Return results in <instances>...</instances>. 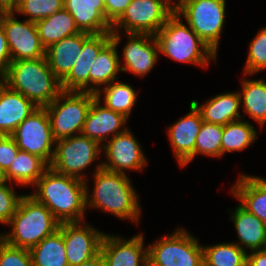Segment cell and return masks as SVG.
I'll return each instance as SVG.
<instances>
[{
	"instance_id": "cell-1",
	"label": "cell",
	"mask_w": 266,
	"mask_h": 266,
	"mask_svg": "<svg viewBox=\"0 0 266 266\" xmlns=\"http://www.w3.org/2000/svg\"><path fill=\"white\" fill-rule=\"evenodd\" d=\"M30 194L44 204L60 223L82 222L86 211L87 183L49 167L34 185Z\"/></svg>"
},
{
	"instance_id": "cell-2",
	"label": "cell",
	"mask_w": 266,
	"mask_h": 266,
	"mask_svg": "<svg viewBox=\"0 0 266 266\" xmlns=\"http://www.w3.org/2000/svg\"><path fill=\"white\" fill-rule=\"evenodd\" d=\"M1 81L38 108L46 107L62 92L61 81L48 66L46 57L11 61Z\"/></svg>"
},
{
	"instance_id": "cell-3",
	"label": "cell",
	"mask_w": 266,
	"mask_h": 266,
	"mask_svg": "<svg viewBox=\"0 0 266 266\" xmlns=\"http://www.w3.org/2000/svg\"><path fill=\"white\" fill-rule=\"evenodd\" d=\"M93 175L94 191L89 195L86 188V206L105 210L121 220L128 219L138 223L141 210L138 197L127 175L107 171L102 168V163L97 165Z\"/></svg>"
},
{
	"instance_id": "cell-4",
	"label": "cell",
	"mask_w": 266,
	"mask_h": 266,
	"mask_svg": "<svg viewBox=\"0 0 266 266\" xmlns=\"http://www.w3.org/2000/svg\"><path fill=\"white\" fill-rule=\"evenodd\" d=\"M11 234H0L7 244L30 250L45 237L59 229L60 222L30 194L23 195L14 216L10 219Z\"/></svg>"
},
{
	"instance_id": "cell-5",
	"label": "cell",
	"mask_w": 266,
	"mask_h": 266,
	"mask_svg": "<svg viewBox=\"0 0 266 266\" xmlns=\"http://www.w3.org/2000/svg\"><path fill=\"white\" fill-rule=\"evenodd\" d=\"M189 28L183 24L181 16L174 12L155 35L159 53L175 61L207 67L217 54Z\"/></svg>"
},
{
	"instance_id": "cell-6",
	"label": "cell",
	"mask_w": 266,
	"mask_h": 266,
	"mask_svg": "<svg viewBox=\"0 0 266 266\" xmlns=\"http://www.w3.org/2000/svg\"><path fill=\"white\" fill-rule=\"evenodd\" d=\"M96 98L92 92L62 91L46 107L54 139L60 140L81 134L88 110Z\"/></svg>"
},
{
	"instance_id": "cell-7",
	"label": "cell",
	"mask_w": 266,
	"mask_h": 266,
	"mask_svg": "<svg viewBox=\"0 0 266 266\" xmlns=\"http://www.w3.org/2000/svg\"><path fill=\"white\" fill-rule=\"evenodd\" d=\"M225 0H184L175 11L216 54L225 21Z\"/></svg>"
},
{
	"instance_id": "cell-8",
	"label": "cell",
	"mask_w": 266,
	"mask_h": 266,
	"mask_svg": "<svg viewBox=\"0 0 266 266\" xmlns=\"http://www.w3.org/2000/svg\"><path fill=\"white\" fill-rule=\"evenodd\" d=\"M148 266H204L203 246L184 229L148 247Z\"/></svg>"
},
{
	"instance_id": "cell-9",
	"label": "cell",
	"mask_w": 266,
	"mask_h": 266,
	"mask_svg": "<svg viewBox=\"0 0 266 266\" xmlns=\"http://www.w3.org/2000/svg\"><path fill=\"white\" fill-rule=\"evenodd\" d=\"M55 152L50 167L58 173L72 176L83 181L81 172L94 162L101 153V145L83 134L56 141Z\"/></svg>"
},
{
	"instance_id": "cell-10",
	"label": "cell",
	"mask_w": 266,
	"mask_h": 266,
	"mask_svg": "<svg viewBox=\"0 0 266 266\" xmlns=\"http://www.w3.org/2000/svg\"><path fill=\"white\" fill-rule=\"evenodd\" d=\"M174 13L161 0H131L111 32L123 28L125 33L156 35Z\"/></svg>"
},
{
	"instance_id": "cell-11",
	"label": "cell",
	"mask_w": 266,
	"mask_h": 266,
	"mask_svg": "<svg viewBox=\"0 0 266 266\" xmlns=\"http://www.w3.org/2000/svg\"><path fill=\"white\" fill-rule=\"evenodd\" d=\"M17 147L30 154L37 155L51 164L56 144L50 119L45 108H37L10 135Z\"/></svg>"
},
{
	"instance_id": "cell-12",
	"label": "cell",
	"mask_w": 266,
	"mask_h": 266,
	"mask_svg": "<svg viewBox=\"0 0 266 266\" xmlns=\"http://www.w3.org/2000/svg\"><path fill=\"white\" fill-rule=\"evenodd\" d=\"M14 12H0V24L4 30L11 60H30L45 57L35 22L14 18Z\"/></svg>"
},
{
	"instance_id": "cell-13",
	"label": "cell",
	"mask_w": 266,
	"mask_h": 266,
	"mask_svg": "<svg viewBox=\"0 0 266 266\" xmlns=\"http://www.w3.org/2000/svg\"><path fill=\"white\" fill-rule=\"evenodd\" d=\"M62 234L69 266L80 265L100 253L104 233L92 226L82 222L62 223Z\"/></svg>"
},
{
	"instance_id": "cell-14",
	"label": "cell",
	"mask_w": 266,
	"mask_h": 266,
	"mask_svg": "<svg viewBox=\"0 0 266 266\" xmlns=\"http://www.w3.org/2000/svg\"><path fill=\"white\" fill-rule=\"evenodd\" d=\"M102 146L107 157V162H102V168L107 171L125 174L127 169L143 170L147 164L141 145L128 128Z\"/></svg>"
},
{
	"instance_id": "cell-15",
	"label": "cell",
	"mask_w": 266,
	"mask_h": 266,
	"mask_svg": "<svg viewBox=\"0 0 266 266\" xmlns=\"http://www.w3.org/2000/svg\"><path fill=\"white\" fill-rule=\"evenodd\" d=\"M111 41V32L91 34L69 74L61 81L62 91L88 92L89 72L99 52Z\"/></svg>"
},
{
	"instance_id": "cell-16",
	"label": "cell",
	"mask_w": 266,
	"mask_h": 266,
	"mask_svg": "<svg viewBox=\"0 0 266 266\" xmlns=\"http://www.w3.org/2000/svg\"><path fill=\"white\" fill-rule=\"evenodd\" d=\"M143 235L130 240L104 234L100 253L106 266H148V248L143 247Z\"/></svg>"
},
{
	"instance_id": "cell-17",
	"label": "cell",
	"mask_w": 266,
	"mask_h": 266,
	"mask_svg": "<svg viewBox=\"0 0 266 266\" xmlns=\"http://www.w3.org/2000/svg\"><path fill=\"white\" fill-rule=\"evenodd\" d=\"M126 37L129 40L123 49L124 66H121V72L128 71L138 76L147 75L158 58L159 48L155 36L128 33Z\"/></svg>"
},
{
	"instance_id": "cell-18",
	"label": "cell",
	"mask_w": 266,
	"mask_h": 266,
	"mask_svg": "<svg viewBox=\"0 0 266 266\" xmlns=\"http://www.w3.org/2000/svg\"><path fill=\"white\" fill-rule=\"evenodd\" d=\"M202 123L200 112L190 103V112L168 128L169 140L181 167L195 158V142Z\"/></svg>"
},
{
	"instance_id": "cell-19",
	"label": "cell",
	"mask_w": 266,
	"mask_h": 266,
	"mask_svg": "<svg viewBox=\"0 0 266 266\" xmlns=\"http://www.w3.org/2000/svg\"><path fill=\"white\" fill-rule=\"evenodd\" d=\"M100 100L101 96L92 101L81 134L103 145L111 133L114 137L127 129L124 125L128 118L101 105Z\"/></svg>"
},
{
	"instance_id": "cell-20",
	"label": "cell",
	"mask_w": 266,
	"mask_h": 266,
	"mask_svg": "<svg viewBox=\"0 0 266 266\" xmlns=\"http://www.w3.org/2000/svg\"><path fill=\"white\" fill-rule=\"evenodd\" d=\"M38 107L20 92L10 89L0 80V135L13 131Z\"/></svg>"
},
{
	"instance_id": "cell-21",
	"label": "cell",
	"mask_w": 266,
	"mask_h": 266,
	"mask_svg": "<svg viewBox=\"0 0 266 266\" xmlns=\"http://www.w3.org/2000/svg\"><path fill=\"white\" fill-rule=\"evenodd\" d=\"M64 9L74 18L80 32L101 34L112 31L105 18L104 0H64Z\"/></svg>"
},
{
	"instance_id": "cell-22",
	"label": "cell",
	"mask_w": 266,
	"mask_h": 266,
	"mask_svg": "<svg viewBox=\"0 0 266 266\" xmlns=\"http://www.w3.org/2000/svg\"><path fill=\"white\" fill-rule=\"evenodd\" d=\"M91 34L80 32L63 38L45 49V57L48 66L55 76L62 81L70 72L81 53L83 42Z\"/></svg>"
},
{
	"instance_id": "cell-23",
	"label": "cell",
	"mask_w": 266,
	"mask_h": 266,
	"mask_svg": "<svg viewBox=\"0 0 266 266\" xmlns=\"http://www.w3.org/2000/svg\"><path fill=\"white\" fill-rule=\"evenodd\" d=\"M118 33L119 32H111V41L99 52L92 63L89 72L88 92L96 93L99 89L98 86L102 84L108 85L119 79L116 77L119 70L121 71L119 56L116 49L121 40L120 33ZM91 84L96 86H91Z\"/></svg>"
},
{
	"instance_id": "cell-24",
	"label": "cell",
	"mask_w": 266,
	"mask_h": 266,
	"mask_svg": "<svg viewBox=\"0 0 266 266\" xmlns=\"http://www.w3.org/2000/svg\"><path fill=\"white\" fill-rule=\"evenodd\" d=\"M231 192L244 209L266 224V179L242 174Z\"/></svg>"
},
{
	"instance_id": "cell-25",
	"label": "cell",
	"mask_w": 266,
	"mask_h": 266,
	"mask_svg": "<svg viewBox=\"0 0 266 266\" xmlns=\"http://www.w3.org/2000/svg\"><path fill=\"white\" fill-rule=\"evenodd\" d=\"M191 103L200 112L203 122L225 126L229 122L241 119L238 112L242 103L239 92L221 93L201 106L195 100Z\"/></svg>"
},
{
	"instance_id": "cell-26",
	"label": "cell",
	"mask_w": 266,
	"mask_h": 266,
	"mask_svg": "<svg viewBox=\"0 0 266 266\" xmlns=\"http://www.w3.org/2000/svg\"><path fill=\"white\" fill-rule=\"evenodd\" d=\"M231 219L237 231L240 245L243 250L250 251L266 249V224L240 204L233 212ZM243 245V246H242ZM245 247V248H244Z\"/></svg>"
},
{
	"instance_id": "cell-27",
	"label": "cell",
	"mask_w": 266,
	"mask_h": 266,
	"mask_svg": "<svg viewBox=\"0 0 266 266\" xmlns=\"http://www.w3.org/2000/svg\"><path fill=\"white\" fill-rule=\"evenodd\" d=\"M35 24L41 44L45 49L63 38L80 33L73 16L65 9Z\"/></svg>"
},
{
	"instance_id": "cell-28",
	"label": "cell",
	"mask_w": 266,
	"mask_h": 266,
	"mask_svg": "<svg viewBox=\"0 0 266 266\" xmlns=\"http://www.w3.org/2000/svg\"><path fill=\"white\" fill-rule=\"evenodd\" d=\"M49 167L50 165L41 157L19 150L5 175L7 181L33 186Z\"/></svg>"
},
{
	"instance_id": "cell-29",
	"label": "cell",
	"mask_w": 266,
	"mask_h": 266,
	"mask_svg": "<svg viewBox=\"0 0 266 266\" xmlns=\"http://www.w3.org/2000/svg\"><path fill=\"white\" fill-rule=\"evenodd\" d=\"M29 252L33 266H69L62 234V223L58 230L45 237Z\"/></svg>"
},
{
	"instance_id": "cell-30",
	"label": "cell",
	"mask_w": 266,
	"mask_h": 266,
	"mask_svg": "<svg viewBox=\"0 0 266 266\" xmlns=\"http://www.w3.org/2000/svg\"><path fill=\"white\" fill-rule=\"evenodd\" d=\"M240 99H243V111L249 114L261 126L266 122V82L260 80H243Z\"/></svg>"
},
{
	"instance_id": "cell-31",
	"label": "cell",
	"mask_w": 266,
	"mask_h": 266,
	"mask_svg": "<svg viewBox=\"0 0 266 266\" xmlns=\"http://www.w3.org/2000/svg\"><path fill=\"white\" fill-rule=\"evenodd\" d=\"M102 89H98L95 96L100 97L103 91L104 106L128 118L137 100L135 90L129 84L118 81L111 82Z\"/></svg>"
},
{
	"instance_id": "cell-32",
	"label": "cell",
	"mask_w": 266,
	"mask_h": 266,
	"mask_svg": "<svg viewBox=\"0 0 266 266\" xmlns=\"http://www.w3.org/2000/svg\"><path fill=\"white\" fill-rule=\"evenodd\" d=\"M204 266H247V252L237 243L203 247Z\"/></svg>"
},
{
	"instance_id": "cell-33",
	"label": "cell",
	"mask_w": 266,
	"mask_h": 266,
	"mask_svg": "<svg viewBox=\"0 0 266 266\" xmlns=\"http://www.w3.org/2000/svg\"><path fill=\"white\" fill-rule=\"evenodd\" d=\"M256 130L247 121L236 120L223 126L221 156L225 152L240 151L256 139Z\"/></svg>"
},
{
	"instance_id": "cell-34",
	"label": "cell",
	"mask_w": 266,
	"mask_h": 266,
	"mask_svg": "<svg viewBox=\"0 0 266 266\" xmlns=\"http://www.w3.org/2000/svg\"><path fill=\"white\" fill-rule=\"evenodd\" d=\"M222 133V125L203 122L195 142V156L200 153L220 157Z\"/></svg>"
},
{
	"instance_id": "cell-35",
	"label": "cell",
	"mask_w": 266,
	"mask_h": 266,
	"mask_svg": "<svg viewBox=\"0 0 266 266\" xmlns=\"http://www.w3.org/2000/svg\"><path fill=\"white\" fill-rule=\"evenodd\" d=\"M64 9V0H19L17 13L26 15L29 21L37 22Z\"/></svg>"
},
{
	"instance_id": "cell-36",
	"label": "cell",
	"mask_w": 266,
	"mask_h": 266,
	"mask_svg": "<svg viewBox=\"0 0 266 266\" xmlns=\"http://www.w3.org/2000/svg\"><path fill=\"white\" fill-rule=\"evenodd\" d=\"M266 69V27L250 42L244 74L252 75Z\"/></svg>"
},
{
	"instance_id": "cell-37",
	"label": "cell",
	"mask_w": 266,
	"mask_h": 266,
	"mask_svg": "<svg viewBox=\"0 0 266 266\" xmlns=\"http://www.w3.org/2000/svg\"><path fill=\"white\" fill-rule=\"evenodd\" d=\"M0 266H33L29 250L11 246L0 238Z\"/></svg>"
},
{
	"instance_id": "cell-38",
	"label": "cell",
	"mask_w": 266,
	"mask_h": 266,
	"mask_svg": "<svg viewBox=\"0 0 266 266\" xmlns=\"http://www.w3.org/2000/svg\"><path fill=\"white\" fill-rule=\"evenodd\" d=\"M22 197L23 195H16L15 191L8 185H0V223H9Z\"/></svg>"
},
{
	"instance_id": "cell-39",
	"label": "cell",
	"mask_w": 266,
	"mask_h": 266,
	"mask_svg": "<svg viewBox=\"0 0 266 266\" xmlns=\"http://www.w3.org/2000/svg\"><path fill=\"white\" fill-rule=\"evenodd\" d=\"M20 149L10 135L0 136V168L6 172Z\"/></svg>"
},
{
	"instance_id": "cell-40",
	"label": "cell",
	"mask_w": 266,
	"mask_h": 266,
	"mask_svg": "<svg viewBox=\"0 0 266 266\" xmlns=\"http://www.w3.org/2000/svg\"><path fill=\"white\" fill-rule=\"evenodd\" d=\"M131 0H104L105 18L113 25L124 13Z\"/></svg>"
},
{
	"instance_id": "cell-41",
	"label": "cell",
	"mask_w": 266,
	"mask_h": 266,
	"mask_svg": "<svg viewBox=\"0 0 266 266\" xmlns=\"http://www.w3.org/2000/svg\"><path fill=\"white\" fill-rule=\"evenodd\" d=\"M11 61L8 41L0 24V79L6 75Z\"/></svg>"
},
{
	"instance_id": "cell-42",
	"label": "cell",
	"mask_w": 266,
	"mask_h": 266,
	"mask_svg": "<svg viewBox=\"0 0 266 266\" xmlns=\"http://www.w3.org/2000/svg\"><path fill=\"white\" fill-rule=\"evenodd\" d=\"M247 253V266H266V249Z\"/></svg>"
},
{
	"instance_id": "cell-43",
	"label": "cell",
	"mask_w": 266,
	"mask_h": 266,
	"mask_svg": "<svg viewBox=\"0 0 266 266\" xmlns=\"http://www.w3.org/2000/svg\"><path fill=\"white\" fill-rule=\"evenodd\" d=\"M19 0H0V12H14Z\"/></svg>"
},
{
	"instance_id": "cell-44",
	"label": "cell",
	"mask_w": 266,
	"mask_h": 266,
	"mask_svg": "<svg viewBox=\"0 0 266 266\" xmlns=\"http://www.w3.org/2000/svg\"><path fill=\"white\" fill-rule=\"evenodd\" d=\"M77 266H106V263L104 261V258L101 253L94 256L92 259L83 262L80 265Z\"/></svg>"
},
{
	"instance_id": "cell-45",
	"label": "cell",
	"mask_w": 266,
	"mask_h": 266,
	"mask_svg": "<svg viewBox=\"0 0 266 266\" xmlns=\"http://www.w3.org/2000/svg\"><path fill=\"white\" fill-rule=\"evenodd\" d=\"M161 1H163L168 7H170L175 12L181 6L184 0H178V3H176L175 1L174 4H172V0H161Z\"/></svg>"
},
{
	"instance_id": "cell-46",
	"label": "cell",
	"mask_w": 266,
	"mask_h": 266,
	"mask_svg": "<svg viewBox=\"0 0 266 266\" xmlns=\"http://www.w3.org/2000/svg\"><path fill=\"white\" fill-rule=\"evenodd\" d=\"M8 183L5 172L0 168V185Z\"/></svg>"
}]
</instances>
